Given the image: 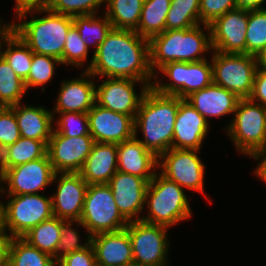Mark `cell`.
Segmentation results:
<instances>
[{
    "label": "cell",
    "instance_id": "cell-1",
    "mask_svg": "<svg viewBox=\"0 0 266 266\" xmlns=\"http://www.w3.org/2000/svg\"><path fill=\"white\" fill-rule=\"evenodd\" d=\"M91 75L150 82L149 40L132 30L112 28L86 69Z\"/></svg>",
    "mask_w": 266,
    "mask_h": 266
},
{
    "label": "cell",
    "instance_id": "cell-2",
    "mask_svg": "<svg viewBox=\"0 0 266 266\" xmlns=\"http://www.w3.org/2000/svg\"><path fill=\"white\" fill-rule=\"evenodd\" d=\"M179 108V97L164 95L149 87L145 92L135 116L137 128L143 132V146L157 158L172 148L174 125Z\"/></svg>",
    "mask_w": 266,
    "mask_h": 266
},
{
    "label": "cell",
    "instance_id": "cell-3",
    "mask_svg": "<svg viewBox=\"0 0 266 266\" xmlns=\"http://www.w3.org/2000/svg\"><path fill=\"white\" fill-rule=\"evenodd\" d=\"M46 12L45 17H32L30 21L14 24V33L33 53L54 57L61 61L67 33L73 17L51 11L49 8H32L18 12V19H25L31 12Z\"/></svg>",
    "mask_w": 266,
    "mask_h": 266
},
{
    "label": "cell",
    "instance_id": "cell-4",
    "mask_svg": "<svg viewBox=\"0 0 266 266\" xmlns=\"http://www.w3.org/2000/svg\"><path fill=\"white\" fill-rule=\"evenodd\" d=\"M209 36L200 25L181 30H165L149 40L150 67L161 68L169 62H196L205 60L203 53L212 50L211 30L204 25Z\"/></svg>",
    "mask_w": 266,
    "mask_h": 266
},
{
    "label": "cell",
    "instance_id": "cell-5",
    "mask_svg": "<svg viewBox=\"0 0 266 266\" xmlns=\"http://www.w3.org/2000/svg\"><path fill=\"white\" fill-rule=\"evenodd\" d=\"M149 199V200H148ZM145 204L149 208L147 216L140 220L171 227L191 217V209L184 189L167 179L161 173L148 183Z\"/></svg>",
    "mask_w": 266,
    "mask_h": 266
},
{
    "label": "cell",
    "instance_id": "cell-6",
    "mask_svg": "<svg viewBox=\"0 0 266 266\" xmlns=\"http://www.w3.org/2000/svg\"><path fill=\"white\" fill-rule=\"evenodd\" d=\"M76 222L90 236L119 231L125 229L129 223L119 212L108 184L88 185L82 215Z\"/></svg>",
    "mask_w": 266,
    "mask_h": 266
},
{
    "label": "cell",
    "instance_id": "cell-7",
    "mask_svg": "<svg viewBox=\"0 0 266 266\" xmlns=\"http://www.w3.org/2000/svg\"><path fill=\"white\" fill-rule=\"evenodd\" d=\"M227 131L237 149L248 156L266 150V106L240 99Z\"/></svg>",
    "mask_w": 266,
    "mask_h": 266
},
{
    "label": "cell",
    "instance_id": "cell-8",
    "mask_svg": "<svg viewBox=\"0 0 266 266\" xmlns=\"http://www.w3.org/2000/svg\"><path fill=\"white\" fill-rule=\"evenodd\" d=\"M213 83L234 93L239 99L249 98L257 69L254 55L213 52Z\"/></svg>",
    "mask_w": 266,
    "mask_h": 266
},
{
    "label": "cell",
    "instance_id": "cell-9",
    "mask_svg": "<svg viewBox=\"0 0 266 266\" xmlns=\"http://www.w3.org/2000/svg\"><path fill=\"white\" fill-rule=\"evenodd\" d=\"M159 71L172 80L162 84L159 81L151 87L158 93L174 95L186 99L192 93L206 88L213 83L212 64L206 59L196 62H169Z\"/></svg>",
    "mask_w": 266,
    "mask_h": 266
},
{
    "label": "cell",
    "instance_id": "cell-10",
    "mask_svg": "<svg viewBox=\"0 0 266 266\" xmlns=\"http://www.w3.org/2000/svg\"><path fill=\"white\" fill-rule=\"evenodd\" d=\"M11 199L3 205L5 230L12 238H22L34 226L52 218L51 197L41 194H22L9 196Z\"/></svg>",
    "mask_w": 266,
    "mask_h": 266
},
{
    "label": "cell",
    "instance_id": "cell-11",
    "mask_svg": "<svg viewBox=\"0 0 266 266\" xmlns=\"http://www.w3.org/2000/svg\"><path fill=\"white\" fill-rule=\"evenodd\" d=\"M126 229L131 239L134 265L167 266V227L137 220L129 222Z\"/></svg>",
    "mask_w": 266,
    "mask_h": 266
},
{
    "label": "cell",
    "instance_id": "cell-12",
    "mask_svg": "<svg viewBox=\"0 0 266 266\" xmlns=\"http://www.w3.org/2000/svg\"><path fill=\"white\" fill-rule=\"evenodd\" d=\"M195 149L171 148L158 159L161 174L177 183L181 188H188L203 193L204 163L201 162ZM162 162V163H161Z\"/></svg>",
    "mask_w": 266,
    "mask_h": 266
},
{
    "label": "cell",
    "instance_id": "cell-13",
    "mask_svg": "<svg viewBox=\"0 0 266 266\" xmlns=\"http://www.w3.org/2000/svg\"><path fill=\"white\" fill-rule=\"evenodd\" d=\"M59 173H55L48 155L5 169L2 172L3 181L8 184V196L22 194H37L40 189L59 178Z\"/></svg>",
    "mask_w": 266,
    "mask_h": 266
},
{
    "label": "cell",
    "instance_id": "cell-14",
    "mask_svg": "<svg viewBox=\"0 0 266 266\" xmlns=\"http://www.w3.org/2000/svg\"><path fill=\"white\" fill-rule=\"evenodd\" d=\"M93 144L91 136L68 137L52 131L47 143V155L55 173H78Z\"/></svg>",
    "mask_w": 266,
    "mask_h": 266
},
{
    "label": "cell",
    "instance_id": "cell-15",
    "mask_svg": "<svg viewBox=\"0 0 266 266\" xmlns=\"http://www.w3.org/2000/svg\"><path fill=\"white\" fill-rule=\"evenodd\" d=\"M249 10L235 8L211 23L213 51L246 54V33Z\"/></svg>",
    "mask_w": 266,
    "mask_h": 266
},
{
    "label": "cell",
    "instance_id": "cell-16",
    "mask_svg": "<svg viewBox=\"0 0 266 266\" xmlns=\"http://www.w3.org/2000/svg\"><path fill=\"white\" fill-rule=\"evenodd\" d=\"M137 82L144 84L140 95L134 90V83ZM151 85L150 82L130 78L107 77V80L96 86V104L114 112L131 115L135 119L140 102Z\"/></svg>",
    "mask_w": 266,
    "mask_h": 266
},
{
    "label": "cell",
    "instance_id": "cell-17",
    "mask_svg": "<svg viewBox=\"0 0 266 266\" xmlns=\"http://www.w3.org/2000/svg\"><path fill=\"white\" fill-rule=\"evenodd\" d=\"M87 114L89 133L94 142L120 144L135 136V122L131 115L108 110L96 103Z\"/></svg>",
    "mask_w": 266,
    "mask_h": 266
},
{
    "label": "cell",
    "instance_id": "cell-18",
    "mask_svg": "<svg viewBox=\"0 0 266 266\" xmlns=\"http://www.w3.org/2000/svg\"><path fill=\"white\" fill-rule=\"evenodd\" d=\"M148 183L144 178L120 171L108 182L117 208L128 222L140 220L138 213L144 209Z\"/></svg>",
    "mask_w": 266,
    "mask_h": 266
},
{
    "label": "cell",
    "instance_id": "cell-19",
    "mask_svg": "<svg viewBox=\"0 0 266 266\" xmlns=\"http://www.w3.org/2000/svg\"><path fill=\"white\" fill-rule=\"evenodd\" d=\"M57 192L51 196L53 215L65 221L81 218L88 184L79 173H59Z\"/></svg>",
    "mask_w": 266,
    "mask_h": 266
},
{
    "label": "cell",
    "instance_id": "cell-20",
    "mask_svg": "<svg viewBox=\"0 0 266 266\" xmlns=\"http://www.w3.org/2000/svg\"><path fill=\"white\" fill-rule=\"evenodd\" d=\"M97 266H132L133 251L127 229L92 235Z\"/></svg>",
    "mask_w": 266,
    "mask_h": 266
},
{
    "label": "cell",
    "instance_id": "cell-21",
    "mask_svg": "<svg viewBox=\"0 0 266 266\" xmlns=\"http://www.w3.org/2000/svg\"><path fill=\"white\" fill-rule=\"evenodd\" d=\"M209 123L185 99L179 98L172 148L200 151Z\"/></svg>",
    "mask_w": 266,
    "mask_h": 266
},
{
    "label": "cell",
    "instance_id": "cell-22",
    "mask_svg": "<svg viewBox=\"0 0 266 266\" xmlns=\"http://www.w3.org/2000/svg\"><path fill=\"white\" fill-rule=\"evenodd\" d=\"M83 78L64 81L57 98L53 113L76 112L87 113L96 103V85L88 76L94 78L87 70ZM87 77V78H85Z\"/></svg>",
    "mask_w": 266,
    "mask_h": 266
},
{
    "label": "cell",
    "instance_id": "cell-23",
    "mask_svg": "<svg viewBox=\"0 0 266 266\" xmlns=\"http://www.w3.org/2000/svg\"><path fill=\"white\" fill-rule=\"evenodd\" d=\"M118 171L117 144L94 142L91 152L78 172L88 184H108Z\"/></svg>",
    "mask_w": 266,
    "mask_h": 266
},
{
    "label": "cell",
    "instance_id": "cell-24",
    "mask_svg": "<svg viewBox=\"0 0 266 266\" xmlns=\"http://www.w3.org/2000/svg\"><path fill=\"white\" fill-rule=\"evenodd\" d=\"M117 144L118 171L132 174L150 182L155 175L152 169L158 167V158L136 138Z\"/></svg>",
    "mask_w": 266,
    "mask_h": 266
},
{
    "label": "cell",
    "instance_id": "cell-25",
    "mask_svg": "<svg viewBox=\"0 0 266 266\" xmlns=\"http://www.w3.org/2000/svg\"><path fill=\"white\" fill-rule=\"evenodd\" d=\"M207 122V117H220L234 113L240 100L234 93L212 83L185 99Z\"/></svg>",
    "mask_w": 266,
    "mask_h": 266
},
{
    "label": "cell",
    "instance_id": "cell-26",
    "mask_svg": "<svg viewBox=\"0 0 266 266\" xmlns=\"http://www.w3.org/2000/svg\"><path fill=\"white\" fill-rule=\"evenodd\" d=\"M20 136L49 142L53 131V113L41 106L12 105Z\"/></svg>",
    "mask_w": 266,
    "mask_h": 266
},
{
    "label": "cell",
    "instance_id": "cell-27",
    "mask_svg": "<svg viewBox=\"0 0 266 266\" xmlns=\"http://www.w3.org/2000/svg\"><path fill=\"white\" fill-rule=\"evenodd\" d=\"M47 155V143L40 140L20 137L14 144L0 152V168L16 167Z\"/></svg>",
    "mask_w": 266,
    "mask_h": 266
},
{
    "label": "cell",
    "instance_id": "cell-28",
    "mask_svg": "<svg viewBox=\"0 0 266 266\" xmlns=\"http://www.w3.org/2000/svg\"><path fill=\"white\" fill-rule=\"evenodd\" d=\"M171 0H144L137 32L150 40L166 30V17Z\"/></svg>",
    "mask_w": 266,
    "mask_h": 266
},
{
    "label": "cell",
    "instance_id": "cell-29",
    "mask_svg": "<svg viewBox=\"0 0 266 266\" xmlns=\"http://www.w3.org/2000/svg\"><path fill=\"white\" fill-rule=\"evenodd\" d=\"M63 220L53 216L34 226L22 238L41 252L56 259V251L62 233Z\"/></svg>",
    "mask_w": 266,
    "mask_h": 266
},
{
    "label": "cell",
    "instance_id": "cell-30",
    "mask_svg": "<svg viewBox=\"0 0 266 266\" xmlns=\"http://www.w3.org/2000/svg\"><path fill=\"white\" fill-rule=\"evenodd\" d=\"M106 16L115 29L136 31L144 0H105Z\"/></svg>",
    "mask_w": 266,
    "mask_h": 266
},
{
    "label": "cell",
    "instance_id": "cell-31",
    "mask_svg": "<svg viewBox=\"0 0 266 266\" xmlns=\"http://www.w3.org/2000/svg\"><path fill=\"white\" fill-rule=\"evenodd\" d=\"M7 266H57L56 260L23 238H12Z\"/></svg>",
    "mask_w": 266,
    "mask_h": 266
},
{
    "label": "cell",
    "instance_id": "cell-32",
    "mask_svg": "<svg viewBox=\"0 0 266 266\" xmlns=\"http://www.w3.org/2000/svg\"><path fill=\"white\" fill-rule=\"evenodd\" d=\"M200 24V0H171L166 30H181Z\"/></svg>",
    "mask_w": 266,
    "mask_h": 266
},
{
    "label": "cell",
    "instance_id": "cell-33",
    "mask_svg": "<svg viewBox=\"0 0 266 266\" xmlns=\"http://www.w3.org/2000/svg\"><path fill=\"white\" fill-rule=\"evenodd\" d=\"M73 25L76 27L88 49L89 45H94L96 46L95 51L105 41L107 34L113 28L106 15L100 19L95 14L73 16Z\"/></svg>",
    "mask_w": 266,
    "mask_h": 266
},
{
    "label": "cell",
    "instance_id": "cell-34",
    "mask_svg": "<svg viewBox=\"0 0 266 266\" xmlns=\"http://www.w3.org/2000/svg\"><path fill=\"white\" fill-rule=\"evenodd\" d=\"M5 43L7 49H5V51L3 49L1 56L17 76L22 81H25L31 68L33 52L15 33H13Z\"/></svg>",
    "mask_w": 266,
    "mask_h": 266
},
{
    "label": "cell",
    "instance_id": "cell-35",
    "mask_svg": "<svg viewBox=\"0 0 266 266\" xmlns=\"http://www.w3.org/2000/svg\"><path fill=\"white\" fill-rule=\"evenodd\" d=\"M26 92L22 81L5 59L0 57V103L3 107H10L21 103Z\"/></svg>",
    "mask_w": 266,
    "mask_h": 266
},
{
    "label": "cell",
    "instance_id": "cell-36",
    "mask_svg": "<svg viewBox=\"0 0 266 266\" xmlns=\"http://www.w3.org/2000/svg\"><path fill=\"white\" fill-rule=\"evenodd\" d=\"M266 46V9L249 10L246 54L257 56Z\"/></svg>",
    "mask_w": 266,
    "mask_h": 266
},
{
    "label": "cell",
    "instance_id": "cell-37",
    "mask_svg": "<svg viewBox=\"0 0 266 266\" xmlns=\"http://www.w3.org/2000/svg\"><path fill=\"white\" fill-rule=\"evenodd\" d=\"M54 63L62 64L54 57L33 53L29 75L24 81L26 91L30 87L41 86L50 81L54 75Z\"/></svg>",
    "mask_w": 266,
    "mask_h": 266
},
{
    "label": "cell",
    "instance_id": "cell-38",
    "mask_svg": "<svg viewBox=\"0 0 266 266\" xmlns=\"http://www.w3.org/2000/svg\"><path fill=\"white\" fill-rule=\"evenodd\" d=\"M57 121V133L68 137L90 136L89 118L87 113L61 112Z\"/></svg>",
    "mask_w": 266,
    "mask_h": 266
},
{
    "label": "cell",
    "instance_id": "cell-39",
    "mask_svg": "<svg viewBox=\"0 0 266 266\" xmlns=\"http://www.w3.org/2000/svg\"><path fill=\"white\" fill-rule=\"evenodd\" d=\"M87 56L88 47L81 39L76 27L72 25L67 33L61 63L65 65L68 64L82 67Z\"/></svg>",
    "mask_w": 266,
    "mask_h": 266
},
{
    "label": "cell",
    "instance_id": "cell-40",
    "mask_svg": "<svg viewBox=\"0 0 266 266\" xmlns=\"http://www.w3.org/2000/svg\"><path fill=\"white\" fill-rule=\"evenodd\" d=\"M105 0H52L47 8L69 16L96 15V10Z\"/></svg>",
    "mask_w": 266,
    "mask_h": 266
},
{
    "label": "cell",
    "instance_id": "cell-41",
    "mask_svg": "<svg viewBox=\"0 0 266 266\" xmlns=\"http://www.w3.org/2000/svg\"><path fill=\"white\" fill-rule=\"evenodd\" d=\"M20 137L14 109L11 106L2 107L0 109V152L14 144Z\"/></svg>",
    "mask_w": 266,
    "mask_h": 266
},
{
    "label": "cell",
    "instance_id": "cell-42",
    "mask_svg": "<svg viewBox=\"0 0 266 266\" xmlns=\"http://www.w3.org/2000/svg\"><path fill=\"white\" fill-rule=\"evenodd\" d=\"M74 222L76 223V221L63 220L62 233L56 251V262H58L65 255L84 249L90 244V235H88V241L85 242V244H79V234L77 230L75 231V229L71 227ZM59 252H61V255H59Z\"/></svg>",
    "mask_w": 266,
    "mask_h": 266
},
{
    "label": "cell",
    "instance_id": "cell-43",
    "mask_svg": "<svg viewBox=\"0 0 266 266\" xmlns=\"http://www.w3.org/2000/svg\"><path fill=\"white\" fill-rule=\"evenodd\" d=\"M235 8H237L236 0H200V22L203 25H210Z\"/></svg>",
    "mask_w": 266,
    "mask_h": 266
},
{
    "label": "cell",
    "instance_id": "cell-44",
    "mask_svg": "<svg viewBox=\"0 0 266 266\" xmlns=\"http://www.w3.org/2000/svg\"><path fill=\"white\" fill-rule=\"evenodd\" d=\"M57 266H97L95 252L91 243L84 249L62 257Z\"/></svg>",
    "mask_w": 266,
    "mask_h": 266
},
{
    "label": "cell",
    "instance_id": "cell-45",
    "mask_svg": "<svg viewBox=\"0 0 266 266\" xmlns=\"http://www.w3.org/2000/svg\"><path fill=\"white\" fill-rule=\"evenodd\" d=\"M249 99L266 106V71L256 69L253 88Z\"/></svg>",
    "mask_w": 266,
    "mask_h": 266
},
{
    "label": "cell",
    "instance_id": "cell-46",
    "mask_svg": "<svg viewBox=\"0 0 266 266\" xmlns=\"http://www.w3.org/2000/svg\"><path fill=\"white\" fill-rule=\"evenodd\" d=\"M16 12L32 8H47L52 0H15Z\"/></svg>",
    "mask_w": 266,
    "mask_h": 266
},
{
    "label": "cell",
    "instance_id": "cell-47",
    "mask_svg": "<svg viewBox=\"0 0 266 266\" xmlns=\"http://www.w3.org/2000/svg\"><path fill=\"white\" fill-rule=\"evenodd\" d=\"M12 237L6 233L0 238V266L8 265L9 247Z\"/></svg>",
    "mask_w": 266,
    "mask_h": 266
},
{
    "label": "cell",
    "instance_id": "cell-48",
    "mask_svg": "<svg viewBox=\"0 0 266 266\" xmlns=\"http://www.w3.org/2000/svg\"><path fill=\"white\" fill-rule=\"evenodd\" d=\"M251 157L256 160L262 158L261 163L254 171L256 175L266 183V150L254 153Z\"/></svg>",
    "mask_w": 266,
    "mask_h": 266
},
{
    "label": "cell",
    "instance_id": "cell-49",
    "mask_svg": "<svg viewBox=\"0 0 266 266\" xmlns=\"http://www.w3.org/2000/svg\"><path fill=\"white\" fill-rule=\"evenodd\" d=\"M265 0H236L237 8L246 9V10H256L263 9L261 4Z\"/></svg>",
    "mask_w": 266,
    "mask_h": 266
},
{
    "label": "cell",
    "instance_id": "cell-50",
    "mask_svg": "<svg viewBox=\"0 0 266 266\" xmlns=\"http://www.w3.org/2000/svg\"><path fill=\"white\" fill-rule=\"evenodd\" d=\"M14 24L15 23H12V24L10 23V25L3 24L4 26H0V37H1L0 42L5 43L8 40V38L12 36V34L14 33ZM2 45L3 44L0 43V57L2 55Z\"/></svg>",
    "mask_w": 266,
    "mask_h": 266
},
{
    "label": "cell",
    "instance_id": "cell-51",
    "mask_svg": "<svg viewBox=\"0 0 266 266\" xmlns=\"http://www.w3.org/2000/svg\"><path fill=\"white\" fill-rule=\"evenodd\" d=\"M256 59H257V69L266 71V46L256 56Z\"/></svg>",
    "mask_w": 266,
    "mask_h": 266
},
{
    "label": "cell",
    "instance_id": "cell-52",
    "mask_svg": "<svg viewBox=\"0 0 266 266\" xmlns=\"http://www.w3.org/2000/svg\"><path fill=\"white\" fill-rule=\"evenodd\" d=\"M5 230V220H4V210L2 206V202L0 203V238L6 234Z\"/></svg>",
    "mask_w": 266,
    "mask_h": 266
},
{
    "label": "cell",
    "instance_id": "cell-53",
    "mask_svg": "<svg viewBox=\"0 0 266 266\" xmlns=\"http://www.w3.org/2000/svg\"><path fill=\"white\" fill-rule=\"evenodd\" d=\"M2 182V171H1V168H0V184ZM5 191L4 188H1V185H0V193H3Z\"/></svg>",
    "mask_w": 266,
    "mask_h": 266
}]
</instances>
